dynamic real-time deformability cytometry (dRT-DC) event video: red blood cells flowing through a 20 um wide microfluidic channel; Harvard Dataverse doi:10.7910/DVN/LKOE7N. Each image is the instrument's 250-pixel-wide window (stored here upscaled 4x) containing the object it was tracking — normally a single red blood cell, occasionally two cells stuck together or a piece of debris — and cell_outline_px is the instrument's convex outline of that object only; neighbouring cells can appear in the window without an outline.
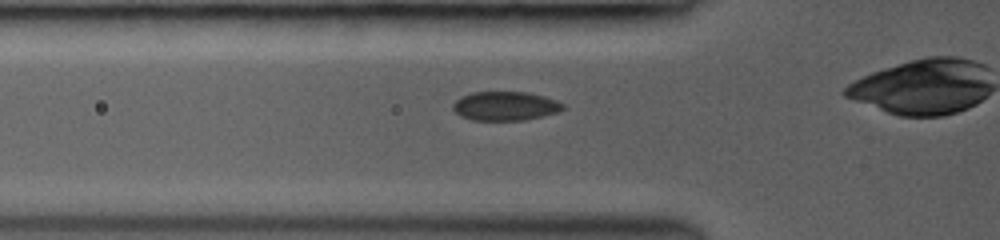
{"species": "common noctule bat (a hibernating species)", "species_latin": "Nyctalus noctula", "temperature_condition": "room temperature", "stored_images_in_passage": 26, "camera_frame_rate_fps": 3000, "um_per_image_px": 0.085, "animal": {"sex": "female", "body_mass_g": 19.0, "forearm_length_mm": 53.3}, "frame": {"image": 1, "passage_image": 7, "time_ms": 3.0, "image_size_px": [1000, 240], "cell_outline_px": [[564, 108], [560, 112], [544, 116], [524, 120], [472, 120], [460, 116], [452, 108], [452, 104], [460, 96], [472, 92], [528, 92], [544, 96], [556, 100], [564, 104]], "centroid_in_image_um": [42.95, 9.01], "position_along_channel_um": 82.8, "area_um2": 18.79}}
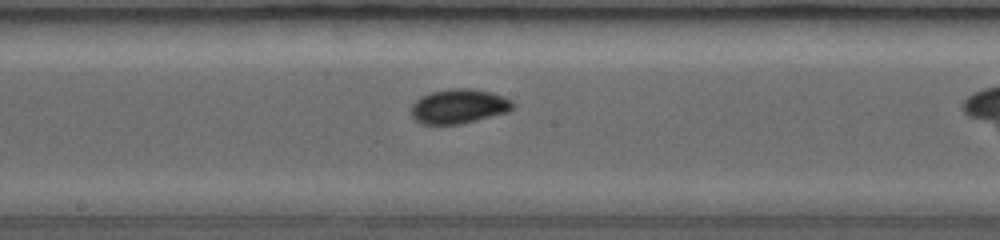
{"frame": {"image": 2, "passage_image": 17, "time_ms": 6.0, "image_size_px": [1000, 240], "cell_outline_px": [[516, 104], [508, 112], [460, 124], [420, 124], [412, 116], [412, 104], [420, 96], [432, 92], [452, 88], [472, 88], [492, 92], [504, 96], [512, 100]], "centroid_in_image_um": [39.02, 9.02], "position_along_channel_um": 209.2, "area_um2": 20.52}}
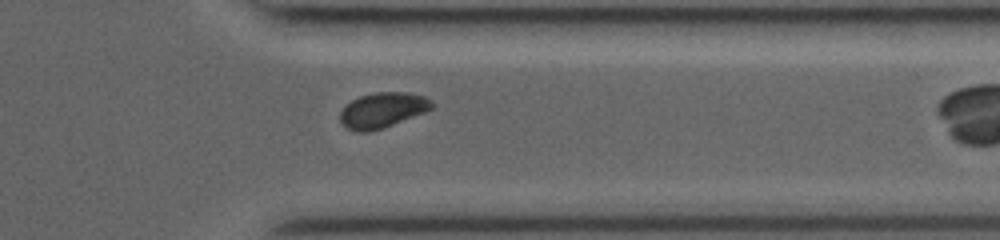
{"frame": {"image": 3, "passage_image": 25, "time_ms": 10.0, "image_size_px": [1000, 240], "cell_outline_px": [[436, 104], [432, 108], [424, 112], [392, 124], [368, 132], [356, 132], [348, 128], [340, 120], [340, 112], [344, 104], [360, 96], [376, 92], [408, 92], [424, 96], [432, 100]], "centroid_in_image_um": [32.51, 9.34], "position_along_channel_um": 378.9, "area_um2": 18.73}}